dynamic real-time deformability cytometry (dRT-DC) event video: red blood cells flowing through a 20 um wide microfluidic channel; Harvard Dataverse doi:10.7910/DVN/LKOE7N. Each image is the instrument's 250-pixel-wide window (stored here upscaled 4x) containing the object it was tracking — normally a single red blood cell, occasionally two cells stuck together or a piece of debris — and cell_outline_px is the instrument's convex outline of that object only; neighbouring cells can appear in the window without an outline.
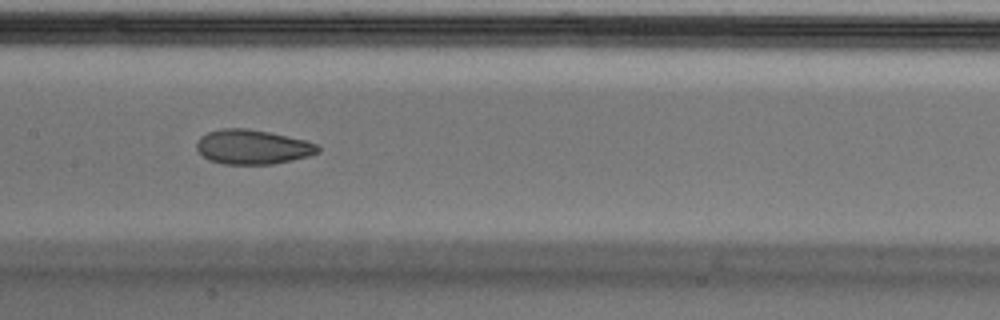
{"species": "Egyptian fruit bat (a non-hibernating species)", "species_latin": "Rousettus aegyptiacus", "temperature_condition": "cold", "stored_images_in_passage": 23, "camera_frame_rate_fps": 3000, "um_per_image_px": 0.085, "animal": {"sex": "male"}, "frame": {"image": 1, "passage_image": 17, "time_ms": 5.333, "image_size_px": [1000, 320], "cell_outline_px": [[320, 152], [308, 156], [292, 160], [272, 164], [224, 164], [208, 160], [196, 148], [196, 144], [200, 136], [208, 132], [220, 128], [248, 128], [268, 132], [304, 140], [316, 144], [320, 148]], "centroid_in_image_um": [21.44, 12.49], "position_along_channel_um": 186.0, "area_um2": 24.33}}